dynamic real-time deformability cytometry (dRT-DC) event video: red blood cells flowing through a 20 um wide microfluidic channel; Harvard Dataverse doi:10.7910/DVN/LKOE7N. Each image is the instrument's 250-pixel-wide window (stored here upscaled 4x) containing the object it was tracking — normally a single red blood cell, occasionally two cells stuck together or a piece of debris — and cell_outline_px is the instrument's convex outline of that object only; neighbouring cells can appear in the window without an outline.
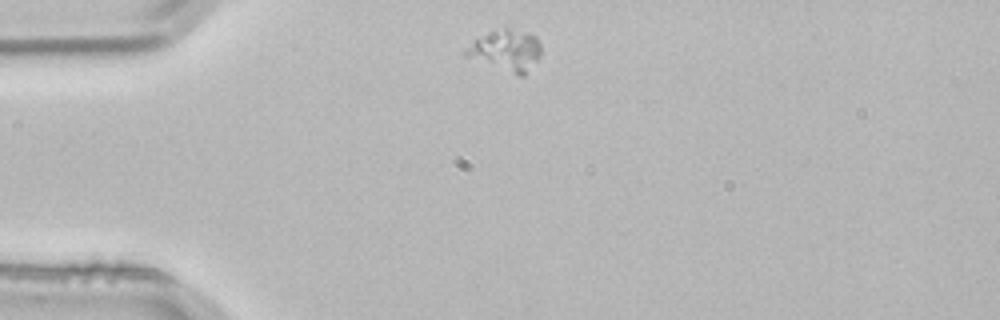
{"species": "common noctule bat (a hibernating species)", "species_latin": "Nyctalus noctula", "temperature_condition": "room temperature", "stored_images_in_passage": 2, "camera_frame_rate_fps": 3000, "um_per_image_px": 0.085, "animal": {"sex": "male", "body_mass_g": 21.5, "forearm_length_mm": 52.0}, "frame": {"image": 1, "passage_image": 1, "time_ms": 0.0, "image_size_px": [1000, 320], "cell_outline_px": [[540, 56], [524, 76], [520, 76], [464, 56], [464, 48], [488, 32], [504, 28], [508, 28], [528, 32], [536, 36], [540, 44]], "centroid_in_image_um": [43.02, 4.28], "position_along_channel_um": 42.0, "area_um2": 17.86}}
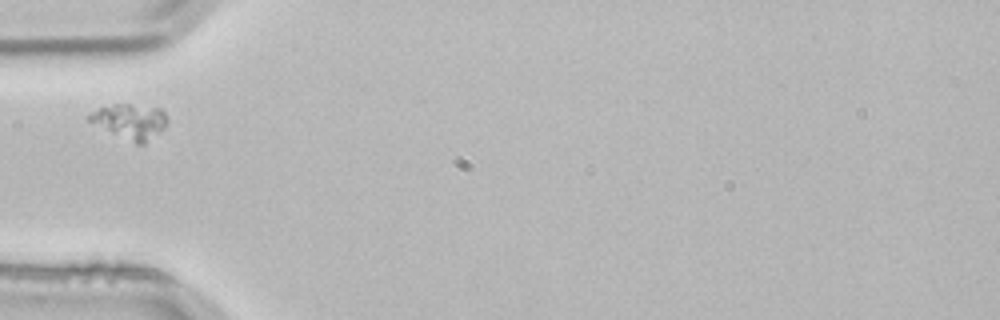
{"frame": {"image": 2, "passage_image": 2, "time_ms": 0.333, "image_size_px": [1000, 320], "cell_outline_px": [[168, 120], [164, 128], [144, 144], [136, 144], [88, 120], [84, 116], [100, 108], [116, 104], [128, 104], [160, 108], [164, 112]], "centroid_in_image_um": [11.09, 10.31], "position_along_channel_um": 73.9, "area_um2": 15.49}}